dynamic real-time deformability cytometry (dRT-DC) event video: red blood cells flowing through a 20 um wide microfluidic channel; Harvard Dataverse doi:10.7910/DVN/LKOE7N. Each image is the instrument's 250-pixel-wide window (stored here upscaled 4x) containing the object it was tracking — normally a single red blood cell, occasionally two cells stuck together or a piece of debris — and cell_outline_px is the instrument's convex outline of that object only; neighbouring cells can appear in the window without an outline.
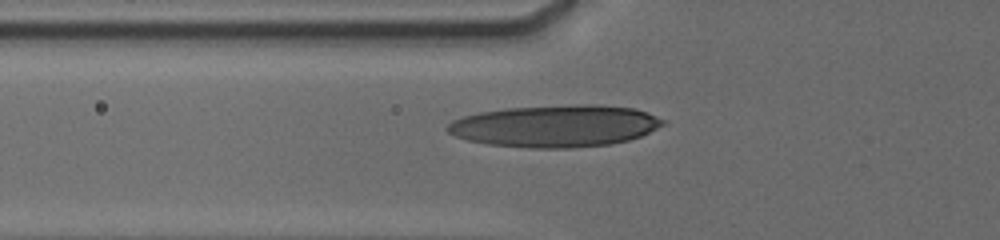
{"species": "human", "species_latin": "Homo sapiens", "temperature_condition": "cold", "stored_images_in_passage": 45, "camera_frame_rate_fps": 3000, "um_per_image_px": 0.085, "donor": {"sex": "male"}, "frame": {"image": 1, "passage_image": 2, "time_ms": 0.333, "image_size_px": [1000, 240], "cell_outline_px": [[668, 120], [664, 124], [640, 136], [628, 140], [608, 144], [572, 148], [528, 148], [488, 144], [468, 140], [456, 136], [448, 132], [444, 128], [452, 120], [464, 116], [480, 112], [504, 108], [584, 104], [592, 104], [632, 108], [648, 112]], "centroid_in_image_um": [47.19, 10.71], "position_along_channel_um": 78.6, "area_um2": 52.71}}
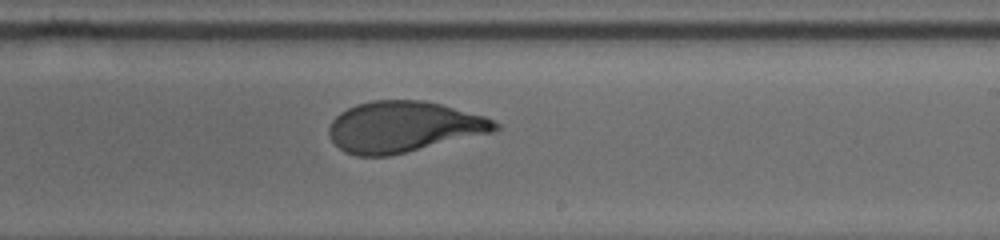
{"frame": {"image": 2, "passage_image": 20, "time_ms": 5.0, "image_size_px": [1000, 240], "cell_outline_px": [[500, 128], [492, 132], [388, 156], [356, 156], [344, 152], [332, 140], [328, 132], [328, 128], [332, 120], [340, 112], [356, 104], [372, 100], [424, 100], [440, 104], [484, 116], [500, 124]], "centroid_in_image_um": [34.26, 10.77], "position_along_channel_um": 254.7, "area_um2": 48.96}}
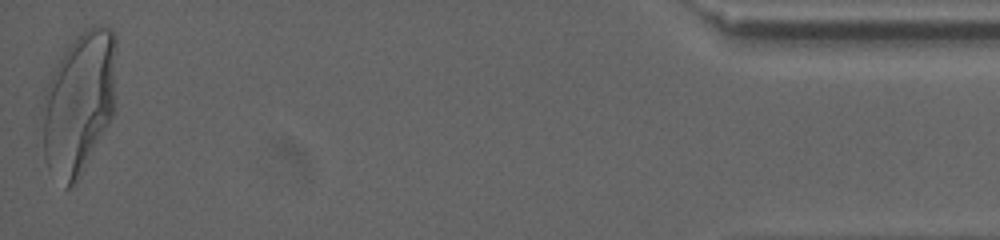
{"frame": {"image": 3, "passage_image": 45, "time_ms": 11.667, "image_size_px": [1000, 240], "cell_outline_px": [[116, 48], [112, 116], [76, 184], [68, 188], [64, 188], [48, 168], [36, 144], [40, 108], [44, 88], [60, 56], [68, 44], [84, 28], [92, 24], [112, 28], [116, 36]], "centroid_in_image_um": [6.59, 8.78], "position_along_channel_um": 428.6, "area_um2": 63.64}}